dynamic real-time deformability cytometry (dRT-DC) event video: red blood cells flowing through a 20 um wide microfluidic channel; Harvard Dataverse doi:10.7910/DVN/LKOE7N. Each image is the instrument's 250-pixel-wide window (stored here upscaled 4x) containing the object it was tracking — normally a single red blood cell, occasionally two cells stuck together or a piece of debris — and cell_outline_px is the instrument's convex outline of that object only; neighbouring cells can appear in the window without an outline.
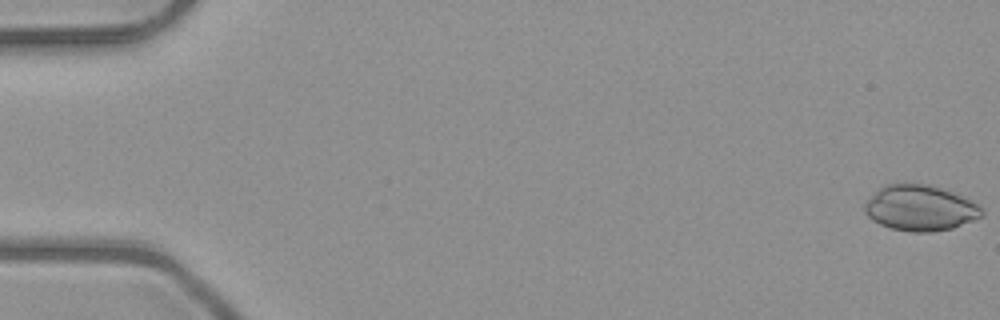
{"species": "common noctule bat (a hibernating species)", "species_latin": "Nyctalus noctula", "temperature_condition": "room temperature", "stored_images_in_passage": 52, "camera_frame_rate_fps": 3000, "um_per_image_px": 0.085, "animal": {"sex": "male", "body_mass_g": 23.1, "forearm_length_mm": 52.7}, "frame": {"image": 1, "passage_image": 1, "time_ms": 0.0, "image_size_px": [1000, 320], "cell_outline_px": [[984, 216], [952, 228], [932, 232], [912, 232], [892, 228], [880, 224], [872, 220], [864, 212], [864, 204], [880, 188], [888, 184], [928, 184], [952, 192], [976, 204], [984, 212]], "centroid_in_image_um": [78.2, 17.7], "position_along_channel_um": 6.8, "area_um2": 30.69}}
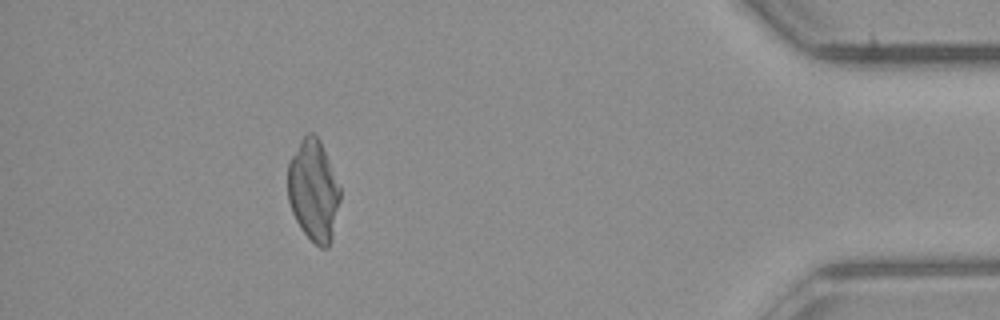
{"frame": {"image": 2, "passage_image": 47, "time_ms": 15.333, "image_size_px": [1000, 320], "cell_outline_px": [[340, 200], [332, 240], [328, 248], [320, 248], [300, 228], [292, 212], [288, 200], [288, 164], [300, 140], [308, 132], [312, 132], [320, 140], [340, 188]], "centroid_in_image_um": [26.64, 16.22], "position_along_channel_um": 408.6, "area_um2": 30.75}}